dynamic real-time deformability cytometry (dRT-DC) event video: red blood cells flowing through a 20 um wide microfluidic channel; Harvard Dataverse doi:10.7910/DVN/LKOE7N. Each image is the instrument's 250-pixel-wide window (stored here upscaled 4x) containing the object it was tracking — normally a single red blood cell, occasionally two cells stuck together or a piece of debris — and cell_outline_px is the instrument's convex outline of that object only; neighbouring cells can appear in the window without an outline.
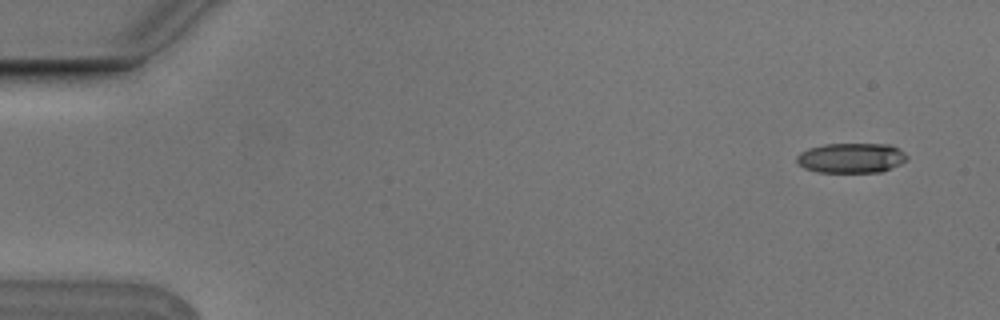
{"species": "Egyptian fruit bat (a non-hibernating species)", "species_latin": "Rousettus aegyptiacus", "temperature_condition": "cold", "stored_images_in_passage": 4, "camera_frame_rate_fps": 3000, "um_per_image_px": 0.085, "animal": {"sex": "male"}, "frame": {"image": 1, "passage_image": 1, "time_ms": 0.0, "image_size_px": [1000, 320], "cell_outline_px": [[908, 160], [900, 164], [880, 172], [816, 172], [804, 168], [796, 164], [796, 156], [800, 152], [808, 148], [824, 144], [888, 144], [904, 152], [908, 156]], "centroid_in_image_um": [72.31, 13.43], "position_along_channel_um": 12.7, "area_um2": 19.36}}
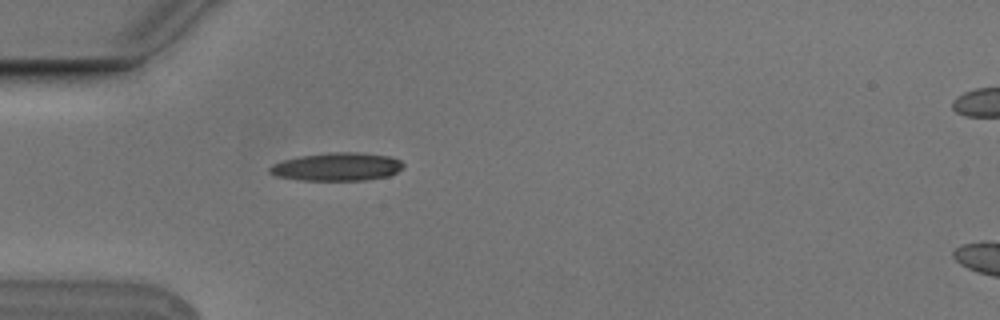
{"frame": {"image": 2, "passage_image": 4, "time_ms": 1.0, "image_size_px": [1000, 320], "cell_outline_px": [[404, 168], [388, 176], [368, 180], [300, 180], [276, 176], [268, 172], [268, 168], [272, 164], [284, 160], [300, 156], [328, 152], [360, 152], [388, 156], [400, 160], [404, 164]], "centroid_in_image_um": [28.65, 14.17], "position_along_channel_um": 56.4, "area_um2": 22.02}}